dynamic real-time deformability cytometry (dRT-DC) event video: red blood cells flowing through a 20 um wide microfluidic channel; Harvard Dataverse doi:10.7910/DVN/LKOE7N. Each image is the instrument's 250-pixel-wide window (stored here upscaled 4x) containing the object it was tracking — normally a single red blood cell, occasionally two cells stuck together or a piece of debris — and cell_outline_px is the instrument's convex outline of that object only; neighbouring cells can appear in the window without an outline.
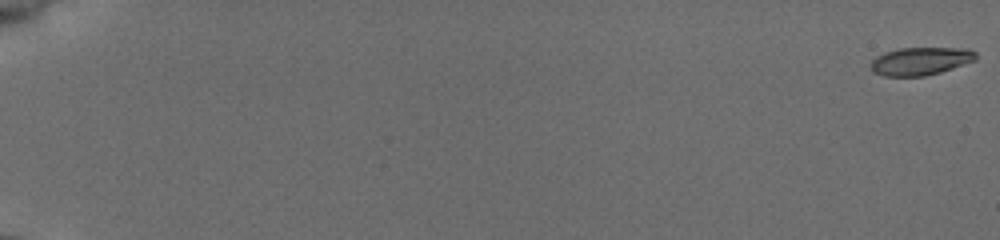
{"species": "common noctule bat (a hibernating species)", "species_latin": "Nyctalus noctula", "temperature_condition": "cold", "stored_images_in_passage": 55, "camera_frame_rate_fps": 3000, "um_per_image_px": 0.085, "animal": {"sex": "female", "body_mass_g": 19.5, "forearm_length_mm": 54.1}, "frame": {"image": 1, "passage_image": 1, "time_ms": 0.0, "image_size_px": [1000, 240], "cell_outline_px": [[976, 60], [940, 72], [924, 76], [884, 76], [872, 72], [872, 60], [888, 52], [900, 48], [968, 48], [976, 52]], "centroid_in_image_um": [78.29, 5.2], "position_along_channel_um": 6.7, "area_um2": 16.82}}
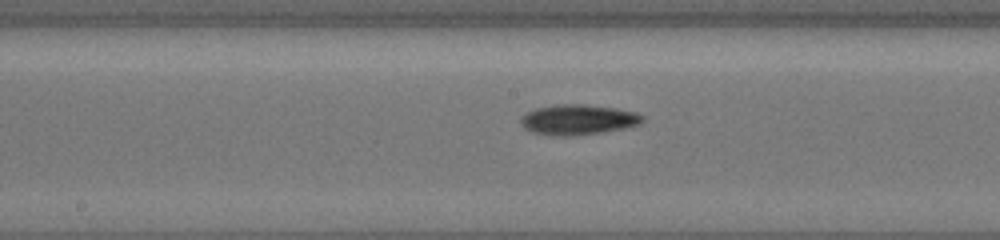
{"frame": {"image": 2, "passage_image": 32, "time_ms": 10.333, "image_size_px": [1000, 240], "cell_outline_px": [[644, 120], [640, 124], [624, 128], [600, 132], [568, 136], [552, 136], [532, 132], [524, 128], [520, 120], [528, 112], [536, 108], [560, 104], [580, 104], [616, 108], [636, 112], [644, 116]], "centroid_in_image_um": [49.15, 10.17], "position_along_channel_um": 199.0, "area_um2": 21.27}}
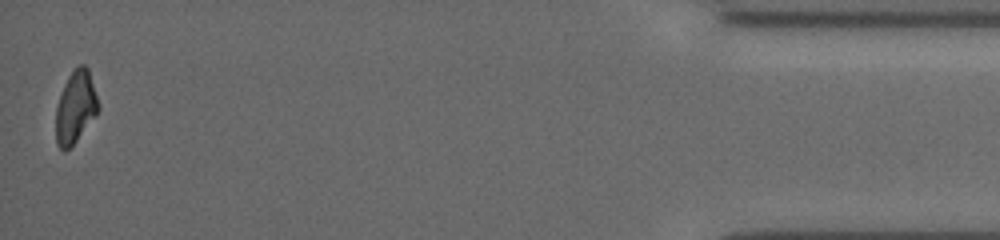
{"frame": {"image": 3, "passage_image": 55, "time_ms": 18.0, "image_size_px": [1000, 240], "cell_outline_px": [[100, 108], [96, 116], [76, 140], [64, 152], [56, 144], [56, 108], [64, 84], [68, 76], [80, 64], [84, 64], [88, 68]], "centroid_in_image_um": [6.42, 9.11], "position_along_channel_um": 428.8, "area_um2": 17.63}, "authors_computed_cell_mechanics": {"area_um2": 18.7272, "velocity_mm_per_s": 3.9491, "shape_relaxation_time_tau1_ms": 3.4358, "shape_relaxation_time_tau2_ms": 5.707, "deformation_change_tau1": 0.1382, "deformation_change_tau2": 0.1345}}